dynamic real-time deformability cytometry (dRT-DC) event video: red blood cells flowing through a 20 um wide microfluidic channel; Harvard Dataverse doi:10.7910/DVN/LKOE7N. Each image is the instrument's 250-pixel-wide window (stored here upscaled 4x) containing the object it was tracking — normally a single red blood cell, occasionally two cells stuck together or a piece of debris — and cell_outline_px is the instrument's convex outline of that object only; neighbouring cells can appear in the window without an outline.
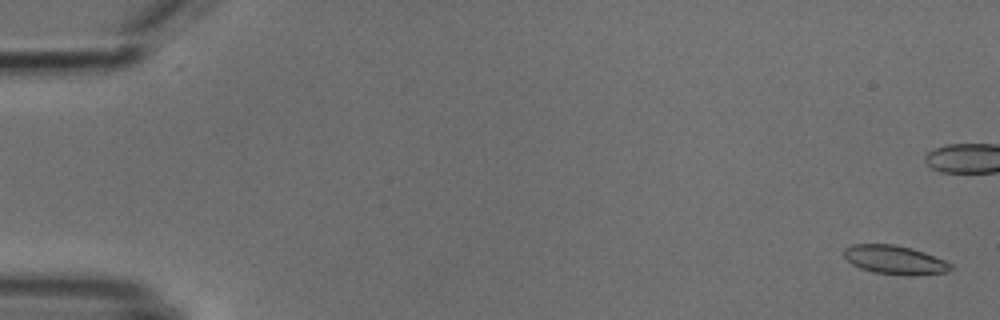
{"species": "common noctule bat (a hibernating species)", "species_latin": "Nyctalus noctula", "temperature_condition": "cold", "stored_images_in_passage": 9, "camera_frame_rate_fps": 3000, "um_per_image_px": 0.085, "animal": {"sex": "male", "body_mass_g": 18.8}, "frame": {"image": 1, "passage_image": 1, "time_ms": 0.0, "image_size_px": [1000, 320], "cell_outline_px": [[956, 268], [948, 272], [916, 276], [908, 276], [876, 272], [860, 268], [852, 264], [844, 256], [844, 248], [852, 244], [892, 244], [912, 248], [924, 252], [944, 260], [952, 264]], "centroid_in_image_um": [76.11, 22.1], "position_along_channel_um": 8.9, "area_um2": 18.09}}
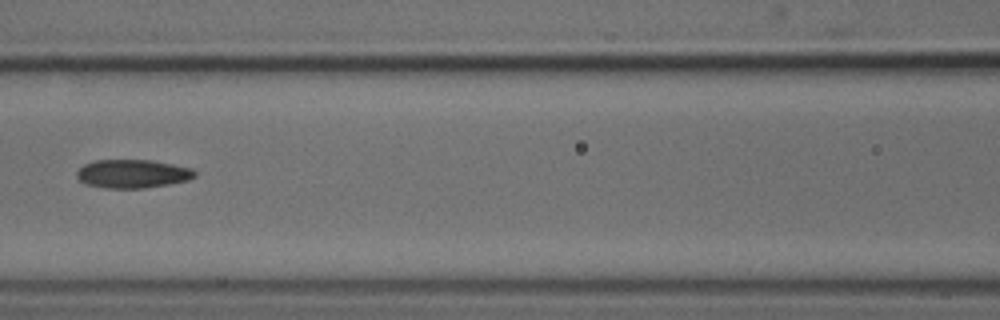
{"frame": {"image": 2, "passage_image": 8, "time_ms": 8.667, "image_size_px": [1000, 320], "cell_outline_px": [[196, 176], [188, 180], [168, 184], [144, 188], [104, 188], [84, 184], [76, 176], [76, 172], [84, 164], [96, 160], [152, 160], [192, 168], [196, 172]], "centroid_in_image_um": [11.26, 14.77], "position_along_channel_um": 155.3, "area_um2": 19.65}}
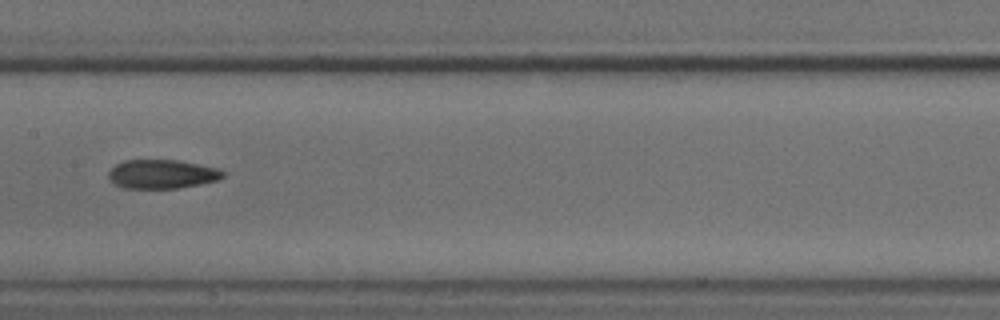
{"frame": {"image": 3, "passage_image": 9, "time_ms": 9.667, "image_size_px": [1000, 320], "cell_outline_px": [[224, 176], [216, 180], [200, 184], [176, 188], [124, 188], [108, 180], [108, 172], [116, 164], [124, 160], [176, 160], [220, 168], [224, 172]], "centroid_in_image_um": [13.75, 14.79], "position_along_channel_um": 193.6, "area_um2": 19.25}}